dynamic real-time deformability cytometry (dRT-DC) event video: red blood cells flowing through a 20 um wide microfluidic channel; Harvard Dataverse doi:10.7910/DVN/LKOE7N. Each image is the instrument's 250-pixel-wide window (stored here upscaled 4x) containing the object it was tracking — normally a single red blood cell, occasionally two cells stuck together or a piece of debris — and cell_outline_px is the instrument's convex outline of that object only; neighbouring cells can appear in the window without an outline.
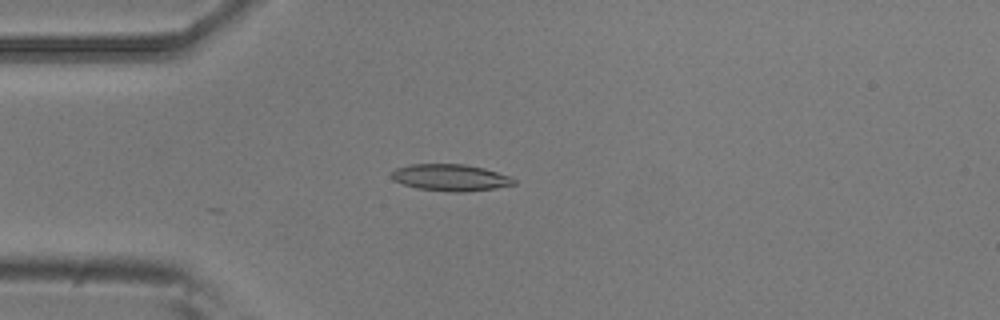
{"species": "common noctule bat (a hibernating species)", "species_latin": "Nyctalus noctula", "temperature_condition": "room temperature", "stored_images_in_passage": 4, "camera_frame_rate_fps": 3000, "um_per_image_px": 0.085, "animal": {"sex": "male", "body_mass_g": 20.5, "forearm_length_mm": 52.5}, "frame": {"image": 1, "passage_image": 4, "time_ms": 1.0, "image_size_px": [1000, 320], "cell_outline_px": [[516, 184], [496, 188], [464, 192], [452, 192], [416, 188], [392, 180], [392, 172], [396, 168], [412, 164], [464, 164], [484, 168], [512, 176], [516, 180]], "centroid_in_image_um": [38.33, 15.09], "position_along_channel_um": 46.7, "area_um2": 19.13}}